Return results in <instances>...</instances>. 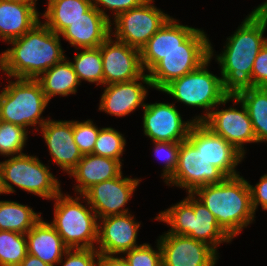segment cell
<instances>
[{"instance_id":"24","label":"cell","mask_w":267,"mask_h":266,"mask_svg":"<svg viewBox=\"0 0 267 266\" xmlns=\"http://www.w3.org/2000/svg\"><path fill=\"white\" fill-rule=\"evenodd\" d=\"M27 253L40 258L50 266L58 265L69 249L56 229L41 218L27 233Z\"/></svg>"},{"instance_id":"1","label":"cell","mask_w":267,"mask_h":266,"mask_svg":"<svg viewBox=\"0 0 267 266\" xmlns=\"http://www.w3.org/2000/svg\"><path fill=\"white\" fill-rule=\"evenodd\" d=\"M266 29L267 16L255 7L227 38L222 53L216 55L210 44V57L216 56L223 88L228 96H237L240 92L253 88L251 72L255 58L267 42V36H264Z\"/></svg>"},{"instance_id":"27","label":"cell","mask_w":267,"mask_h":266,"mask_svg":"<svg viewBox=\"0 0 267 266\" xmlns=\"http://www.w3.org/2000/svg\"><path fill=\"white\" fill-rule=\"evenodd\" d=\"M93 6L92 0H48L42 15L49 29L60 34L72 22L83 17Z\"/></svg>"},{"instance_id":"31","label":"cell","mask_w":267,"mask_h":266,"mask_svg":"<svg viewBox=\"0 0 267 266\" xmlns=\"http://www.w3.org/2000/svg\"><path fill=\"white\" fill-rule=\"evenodd\" d=\"M26 255V234L0 230V266H19Z\"/></svg>"},{"instance_id":"40","label":"cell","mask_w":267,"mask_h":266,"mask_svg":"<svg viewBox=\"0 0 267 266\" xmlns=\"http://www.w3.org/2000/svg\"><path fill=\"white\" fill-rule=\"evenodd\" d=\"M251 192V204L254 213L260 205L264 211H267V174L260 177L259 182L251 185L248 181Z\"/></svg>"},{"instance_id":"43","label":"cell","mask_w":267,"mask_h":266,"mask_svg":"<svg viewBox=\"0 0 267 266\" xmlns=\"http://www.w3.org/2000/svg\"><path fill=\"white\" fill-rule=\"evenodd\" d=\"M9 1L17 2V3H22V4H28V5L32 6L37 11L36 2L38 0H9Z\"/></svg>"},{"instance_id":"19","label":"cell","mask_w":267,"mask_h":266,"mask_svg":"<svg viewBox=\"0 0 267 266\" xmlns=\"http://www.w3.org/2000/svg\"><path fill=\"white\" fill-rule=\"evenodd\" d=\"M146 85L148 89L152 88L146 73L128 82L104 85L105 88L101 95L98 110L112 116L124 117L131 114L138 107L144 108L146 106L144 100L148 96Z\"/></svg>"},{"instance_id":"37","label":"cell","mask_w":267,"mask_h":266,"mask_svg":"<svg viewBox=\"0 0 267 266\" xmlns=\"http://www.w3.org/2000/svg\"><path fill=\"white\" fill-rule=\"evenodd\" d=\"M98 255L99 252L96 248L68 249L58 264H62V266H96Z\"/></svg>"},{"instance_id":"15","label":"cell","mask_w":267,"mask_h":266,"mask_svg":"<svg viewBox=\"0 0 267 266\" xmlns=\"http://www.w3.org/2000/svg\"><path fill=\"white\" fill-rule=\"evenodd\" d=\"M187 140L227 177L240 175L236 168L245 156L202 121L193 123Z\"/></svg>"},{"instance_id":"42","label":"cell","mask_w":267,"mask_h":266,"mask_svg":"<svg viewBox=\"0 0 267 266\" xmlns=\"http://www.w3.org/2000/svg\"><path fill=\"white\" fill-rule=\"evenodd\" d=\"M19 266H50V265L43 262L40 258L27 253L26 257L23 259V261Z\"/></svg>"},{"instance_id":"17","label":"cell","mask_w":267,"mask_h":266,"mask_svg":"<svg viewBox=\"0 0 267 266\" xmlns=\"http://www.w3.org/2000/svg\"><path fill=\"white\" fill-rule=\"evenodd\" d=\"M104 85L128 82L141 77L145 71L140 50L110 35L101 45Z\"/></svg>"},{"instance_id":"12","label":"cell","mask_w":267,"mask_h":266,"mask_svg":"<svg viewBox=\"0 0 267 266\" xmlns=\"http://www.w3.org/2000/svg\"><path fill=\"white\" fill-rule=\"evenodd\" d=\"M226 177L186 139L180 142L177 167L165 184L184 188L187 193H193L199 187L220 183Z\"/></svg>"},{"instance_id":"7","label":"cell","mask_w":267,"mask_h":266,"mask_svg":"<svg viewBox=\"0 0 267 266\" xmlns=\"http://www.w3.org/2000/svg\"><path fill=\"white\" fill-rule=\"evenodd\" d=\"M11 79L0 91V121L21 126L27 131L31 126L37 132V127L41 128L48 120L41 116L49 104L41 84L37 79Z\"/></svg>"},{"instance_id":"4","label":"cell","mask_w":267,"mask_h":266,"mask_svg":"<svg viewBox=\"0 0 267 266\" xmlns=\"http://www.w3.org/2000/svg\"><path fill=\"white\" fill-rule=\"evenodd\" d=\"M154 220L170 226L167 233L183 235L202 241L217 253L222 243L232 239L220 228L212 212L192 193L168 209L157 214Z\"/></svg>"},{"instance_id":"30","label":"cell","mask_w":267,"mask_h":266,"mask_svg":"<svg viewBox=\"0 0 267 266\" xmlns=\"http://www.w3.org/2000/svg\"><path fill=\"white\" fill-rule=\"evenodd\" d=\"M74 56L71 62L74 71L77 74L78 80L81 83L83 80L96 85H104L103 63L100 51V46L96 48H82Z\"/></svg>"},{"instance_id":"35","label":"cell","mask_w":267,"mask_h":266,"mask_svg":"<svg viewBox=\"0 0 267 266\" xmlns=\"http://www.w3.org/2000/svg\"><path fill=\"white\" fill-rule=\"evenodd\" d=\"M100 129L90 119L73 120V139L82 155L92 154Z\"/></svg>"},{"instance_id":"14","label":"cell","mask_w":267,"mask_h":266,"mask_svg":"<svg viewBox=\"0 0 267 266\" xmlns=\"http://www.w3.org/2000/svg\"><path fill=\"white\" fill-rule=\"evenodd\" d=\"M141 179L123 177V173L109 180L94 184L83 195L96 213L98 219L129 212L125 208L132 198Z\"/></svg>"},{"instance_id":"16","label":"cell","mask_w":267,"mask_h":266,"mask_svg":"<svg viewBox=\"0 0 267 266\" xmlns=\"http://www.w3.org/2000/svg\"><path fill=\"white\" fill-rule=\"evenodd\" d=\"M157 240L162 266H215L219 259L211 246L188 236L164 232Z\"/></svg>"},{"instance_id":"18","label":"cell","mask_w":267,"mask_h":266,"mask_svg":"<svg viewBox=\"0 0 267 266\" xmlns=\"http://www.w3.org/2000/svg\"><path fill=\"white\" fill-rule=\"evenodd\" d=\"M131 213L112 215L98 219L96 250L105 255H120L139 247L138 231L141 222L135 221Z\"/></svg>"},{"instance_id":"9","label":"cell","mask_w":267,"mask_h":266,"mask_svg":"<svg viewBox=\"0 0 267 266\" xmlns=\"http://www.w3.org/2000/svg\"><path fill=\"white\" fill-rule=\"evenodd\" d=\"M210 44L204 30L197 28L148 72L152 88L161 91L171 81L199 68L210 58Z\"/></svg>"},{"instance_id":"11","label":"cell","mask_w":267,"mask_h":266,"mask_svg":"<svg viewBox=\"0 0 267 266\" xmlns=\"http://www.w3.org/2000/svg\"><path fill=\"white\" fill-rule=\"evenodd\" d=\"M230 101H233L234 106L239 104L241 109L230 106L228 109L219 110V105L222 107ZM202 122L244 156L246 154L245 143H257L247 108L236 96H228L224 101L218 103Z\"/></svg>"},{"instance_id":"28","label":"cell","mask_w":267,"mask_h":266,"mask_svg":"<svg viewBox=\"0 0 267 266\" xmlns=\"http://www.w3.org/2000/svg\"><path fill=\"white\" fill-rule=\"evenodd\" d=\"M41 214L17 201L0 200V230L26 234L42 218Z\"/></svg>"},{"instance_id":"2","label":"cell","mask_w":267,"mask_h":266,"mask_svg":"<svg viewBox=\"0 0 267 266\" xmlns=\"http://www.w3.org/2000/svg\"><path fill=\"white\" fill-rule=\"evenodd\" d=\"M7 44H10L11 48L0 54V71H3L8 79H37L66 57L60 35L41 21L23 36Z\"/></svg>"},{"instance_id":"3","label":"cell","mask_w":267,"mask_h":266,"mask_svg":"<svg viewBox=\"0 0 267 266\" xmlns=\"http://www.w3.org/2000/svg\"><path fill=\"white\" fill-rule=\"evenodd\" d=\"M215 216L220 228L233 240L255 221L248 180L237 175L208 184L192 193Z\"/></svg>"},{"instance_id":"39","label":"cell","mask_w":267,"mask_h":266,"mask_svg":"<svg viewBox=\"0 0 267 266\" xmlns=\"http://www.w3.org/2000/svg\"><path fill=\"white\" fill-rule=\"evenodd\" d=\"M251 79L253 87H267V42L254 60Z\"/></svg>"},{"instance_id":"41","label":"cell","mask_w":267,"mask_h":266,"mask_svg":"<svg viewBox=\"0 0 267 266\" xmlns=\"http://www.w3.org/2000/svg\"><path fill=\"white\" fill-rule=\"evenodd\" d=\"M96 266H129L121 255H105L99 253Z\"/></svg>"},{"instance_id":"26","label":"cell","mask_w":267,"mask_h":266,"mask_svg":"<svg viewBox=\"0 0 267 266\" xmlns=\"http://www.w3.org/2000/svg\"><path fill=\"white\" fill-rule=\"evenodd\" d=\"M37 80L49 102L56 95L67 97L77 93V88L81 85L67 57L42 73Z\"/></svg>"},{"instance_id":"29","label":"cell","mask_w":267,"mask_h":266,"mask_svg":"<svg viewBox=\"0 0 267 266\" xmlns=\"http://www.w3.org/2000/svg\"><path fill=\"white\" fill-rule=\"evenodd\" d=\"M247 108L257 143H267V89L253 87L236 96Z\"/></svg>"},{"instance_id":"33","label":"cell","mask_w":267,"mask_h":266,"mask_svg":"<svg viewBox=\"0 0 267 266\" xmlns=\"http://www.w3.org/2000/svg\"><path fill=\"white\" fill-rule=\"evenodd\" d=\"M126 144V139L122 133L112 127H102L92 154L123 161L121 158Z\"/></svg>"},{"instance_id":"38","label":"cell","mask_w":267,"mask_h":266,"mask_svg":"<svg viewBox=\"0 0 267 266\" xmlns=\"http://www.w3.org/2000/svg\"><path fill=\"white\" fill-rule=\"evenodd\" d=\"M147 0H92L93 6L110 22V15H107L106 10H111L113 19H115L120 13L126 12L127 10L133 9L134 7L140 6ZM100 5L104 8L102 9ZM106 9V10H105Z\"/></svg>"},{"instance_id":"5","label":"cell","mask_w":267,"mask_h":266,"mask_svg":"<svg viewBox=\"0 0 267 266\" xmlns=\"http://www.w3.org/2000/svg\"><path fill=\"white\" fill-rule=\"evenodd\" d=\"M84 200H81V199ZM54 216L50 224L69 249L96 248L98 217L84 195L75 198L61 191L52 199ZM82 204V203H84Z\"/></svg>"},{"instance_id":"32","label":"cell","mask_w":267,"mask_h":266,"mask_svg":"<svg viewBox=\"0 0 267 266\" xmlns=\"http://www.w3.org/2000/svg\"><path fill=\"white\" fill-rule=\"evenodd\" d=\"M29 131L21 126L0 121V155L6 157L24 154Z\"/></svg>"},{"instance_id":"8","label":"cell","mask_w":267,"mask_h":266,"mask_svg":"<svg viewBox=\"0 0 267 266\" xmlns=\"http://www.w3.org/2000/svg\"><path fill=\"white\" fill-rule=\"evenodd\" d=\"M211 60L210 57L199 68L171 81L160 91L188 107L205 109V114L192 117L194 121H203L218 103L228 97L223 88L222 77L209 71Z\"/></svg>"},{"instance_id":"22","label":"cell","mask_w":267,"mask_h":266,"mask_svg":"<svg viewBox=\"0 0 267 266\" xmlns=\"http://www.w3.org/2000/svg\"><path fill=\"white\" fill-rule=\"evenodd\" d=\"M110 23L92 6L83 17L72 22L59 35L75 49L96 48L111 35Z\"/></svg>"},{"instance_id":"34","label":"cell","mask_w":267,"mask_h":266,"mask_svg":"<svg viewBox=\"0 0 267 266\" xmlns=\"http://www.w3.org/2000/svg\"><path fill=\"white\" fill-rule=\"evenodd\" d=\"M156 242L155 250L151 244L143 243L125 252L123 258L129 266H162V251L158 240Z\"/></svg>"},{"instance_id":"21","label":"cell","mask_w":267,"mask_h":266,"mask_svg":"<svg viewBox=\"0 0 267 266\" xmlns=\"http://www.w3.org/2000/svg\"><path fill=\"white\" fill-rule=\"evenodd\" d=\"M196 29L180 24L171 16L140 50L145 73H148L166 54L179 48V45Z\"/></svg>"},{"instance_id":"13","label":"cell","mask_w":267,"mask_h":266,"mask_svg":"<svg viewBox=\"0 0 267 266\" xmlns=\"http://www.w3.org/2000/svg\"><path fill=\"white\" fill-rule=\"evenodd\" d=\"M174 103H146L143 108V132L152 142H182L187 139L194 120H183Z\"/></svg>"},{"instance_id":"36","label":"cell","mask_w":267,"mask_h":266,"mask_svg":"<svg viewBox=\"0 0 267 266\" xmlns=\"http://www.w3.org/2000/svg\"><path fill=\"white\" fill-rule=\"evenodd\" d=\"M154 153L164 164L161 177L166 183L174 174L177 167L180 142L154 141Z\"/></svg>"},{"instance_id":"10","label":"cell","mask_w":267,"mask_h":266,"mask_svg":"<svg viewBox=\"0 0 267 266\" xmlns=\"http://www.w3.org/2000/svg\"><path fill=\"white\" fill-rule=\"evenodd\" d=\"M154 1L147 0L140 6L122 12L113 19V23H110L112 37L126 43L130 47L141 50L148 40L171 17L157 8L153 3ZM112 25L115 28H112Z\"/></svg>"},{"instance_id":"6","label":"cell","mask_w":267,"mask_h":266,"mask_svg":"<svg viewBox=\"0 0 267 266\" xmlns=\"http://www.w3.org/2000/svg\"><path fill=\"white\" fill-rule=\"evenodd\" d=\"M28 193L51 200L61 192V183L36 155L9 156L0 162L2 194H12L14 186Z\"/></svg>"},{"instance_id":"20","label":"cell","mask_w":267,"mask_h":266,"mask_svg":"<svg viewBox=\"0 0 267 266\" xmlns=\"http://www.w3.org/2000/svg\"><path fill=\"white\" fill-rule=\"evenodd\" d=\"M41 132L53 162L60 169L69 174L83 157L73 139V120H52L50 116L43 126L37 130Z\"/></svg>"},{"instance_id":"25","label":"cell","mask_w":267,"mask_h":266,"mask_svg":"<svg viewBox=\"0 0 267 266\" xmlns=\"http://www.w3.org/2000/svg\"><path fill=\"white\" fill-rule=\"evenodd\" d=\"M40 14L28 4L0 0V39L7 43L23 36L40 21Z\"/></svg>"},{"instance_id":"44","label":"cell","mask_w":267,"mask_h":266,"mask_svg":"<svg viewBox=\"0 0 267 266\" xmlns=\"http://www.w3.org/2000/svg\"><path fill=\"white\" fill-rule=\"evenodd\" d=\"M267 16V0L257 6Z\"/></svg>"},{"instance_id":"23","label":"cell","mask_w":267,"mask_h":266,"mask_svg":"<svg viewBox=\"0 0 267 266\" xmlns=\"http://www.w3.org/2000/svg\"><path fill=\"white\" fill-rule=\"evenodd\" d=\"M122 162L94 154L83 155L77 166L68 174L75 178V194L83 195L94 184L116 178L122 172Z\"/></svg>"}]
</instances>
